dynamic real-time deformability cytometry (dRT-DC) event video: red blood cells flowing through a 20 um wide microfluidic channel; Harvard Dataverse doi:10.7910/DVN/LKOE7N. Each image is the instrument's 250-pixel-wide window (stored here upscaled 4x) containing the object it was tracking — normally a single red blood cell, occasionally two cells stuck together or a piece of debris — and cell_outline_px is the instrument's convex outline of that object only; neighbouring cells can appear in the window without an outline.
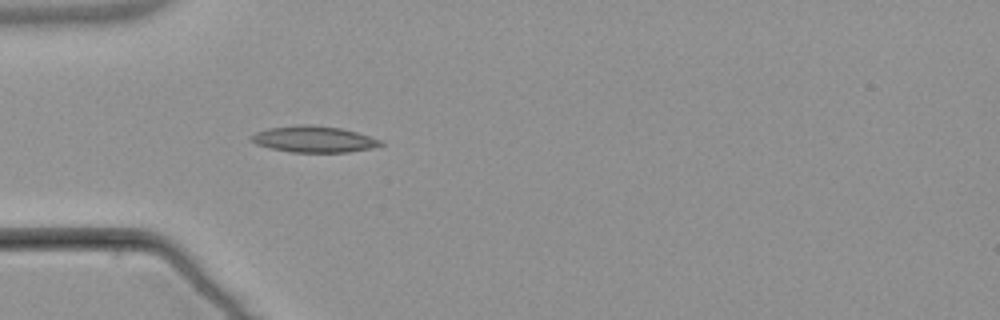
{"species": "common noctule bat (a hibernating species)", "species_latin": "Nyctalus noctula", "temperature_condition": "warm", "stored_images_in_passage": 2, "camera_frame_rate_fps": 3000, "um_per_image_px": 0.085, "animal": {"sex": "male", "body_mass_g": 21.5, "forearm_length_mm": 52.0}, "frame": {"image": 1, "passage_image": 2, "time_ms": 1.333, "image_size_px": [1000, 320], "cell_outline_px": [[384, 144], [372, 148], [348, 152], [292, 152], [272, 148], [256, 144], [252, 140], [252, 136], [256, 132], [268, 128], [304, 124], [308, 124], [340, 128], [356, 132], [380, 140]], "centroid_in_image_um": [26.69, 11.83], "position_along_channel_um": 58.3, "area_um2": 19.48}}